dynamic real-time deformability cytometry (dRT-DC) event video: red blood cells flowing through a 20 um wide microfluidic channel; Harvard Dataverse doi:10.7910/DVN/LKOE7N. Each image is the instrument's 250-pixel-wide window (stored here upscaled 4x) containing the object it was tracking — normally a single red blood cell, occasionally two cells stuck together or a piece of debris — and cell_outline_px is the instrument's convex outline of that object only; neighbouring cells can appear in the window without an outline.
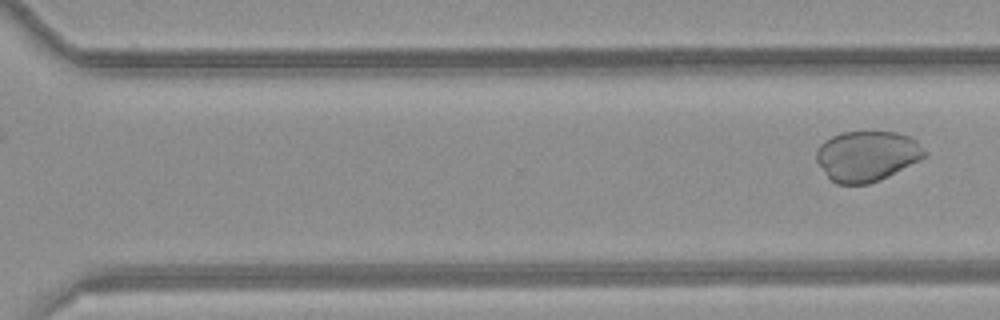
{"species": "common noctule bat (a hibernating species)", "species_latin": "Nyctalus noctula", "temperature_condition": "room temperature", "stored_images_in_passage": 8, "camera_frame_rate_fps": 3000, "um_per_image_px": 0.085, "animal": {"sex": "female", "body_mass_g": 21.9}, "frame": {"image": 1, "passage_image": 8, "time_ms": 9.0, "image_size_px": [1000, 320], "cell_outline_px": [[928, 156], [880, 180], [868, 184], [836, 184], [828, 176], [816, 160], [816, 148], [824, 140], [840, 132], [896, 132], [908, 136], [916, 140], [928, 152]], "centroid_in_image_um": [73.7, 13.25], "position_along_channel_um": 296.9, "area_um2": 31.85}}